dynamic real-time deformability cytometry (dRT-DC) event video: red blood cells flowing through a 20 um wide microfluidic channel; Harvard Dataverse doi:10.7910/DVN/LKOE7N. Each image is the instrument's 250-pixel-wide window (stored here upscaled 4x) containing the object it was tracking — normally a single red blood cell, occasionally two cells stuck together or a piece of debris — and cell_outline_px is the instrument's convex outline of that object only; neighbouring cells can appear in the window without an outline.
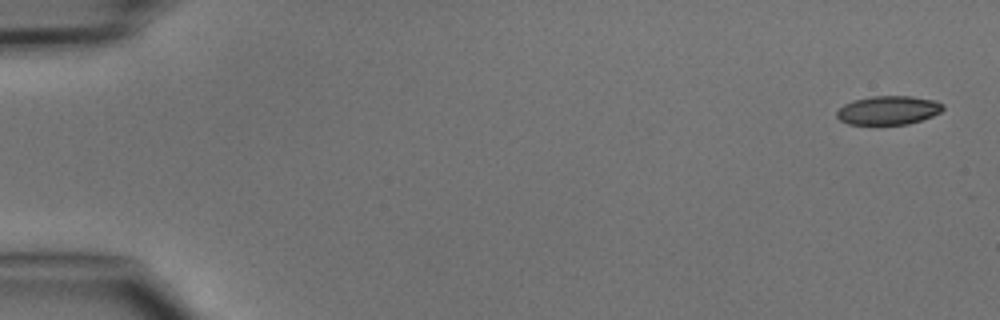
{"species": "common noctule bat (a hibernating species)", "species_latin": "Nyctalus noctula", "temperature_condition": "cold", "stored_images_in_passage": 4, "camera_frame_rate_fps": 3000, "um_per_image_px": 0.085, "animal": {"sex": "male", "body_mass_g": 15.6}, "frame": {"image": 1, "passage_image": 1, "time_ms": 0.0, "image_size_px": [1000, 320], "cell_outline_px": [[944, 108], [940, 112], [932, 116], [908, 124], [848, 124], [840, 120], [836, 116], [836, 112], [844, 104], [852, 100], [872, 96], [912, 96], [936, 100], [944, 104]], "centroid_in_image_um": [75.51, 9.36], "position_along_channel_um": 9.5, "area_um2": 17.86}}
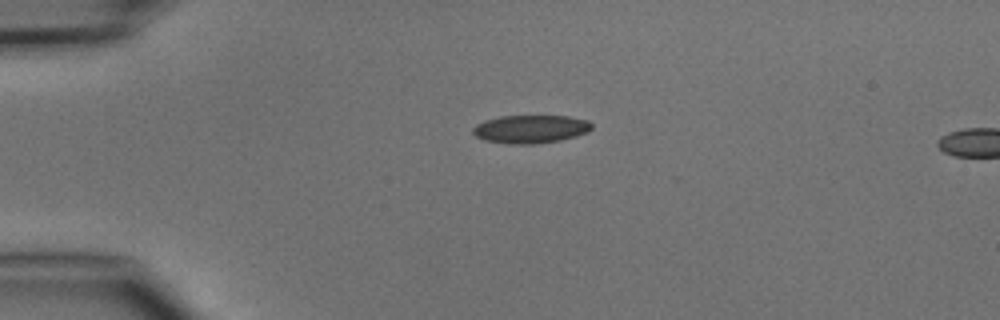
{"frame": {"image": 2, "passage_image": 3, "time_ms": 3.333, "image_size_px": [1000, 320], "cell_outline_px": [[592, 128], [588, 132], [576, 136], [560, 140], [536, 144], [508, 144], [484, 140], [476, 136], [472, 132], [472, 128], [476, 124], [484, 120], [500, 116], [568, 116], [588, 120], [592, 124]], "centroid_in_image_um": [45.09, 10.97], "position_along_channel_um": 39.9, "area_um2": 19.65}}